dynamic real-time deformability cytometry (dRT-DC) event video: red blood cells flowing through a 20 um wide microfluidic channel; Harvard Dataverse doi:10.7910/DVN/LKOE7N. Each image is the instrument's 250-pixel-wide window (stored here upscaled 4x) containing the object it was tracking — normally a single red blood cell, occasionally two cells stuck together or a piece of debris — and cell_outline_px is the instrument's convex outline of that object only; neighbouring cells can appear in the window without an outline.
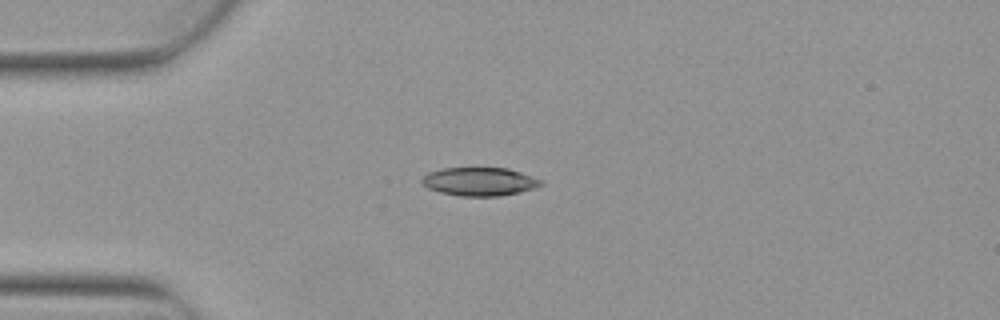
{"species": "Egyptian fruit bat (a non-hibernating species)", "species_latin": "Rousettus aegyptiacus", "temperature_condition": "warm", "stored_images_in_passage": 4, "camera_frame_rate_fps": 3000, "um_per_image_px": 0.085, "animal": {"sex": "female"}, "frame": {"image": 1, "passage_image": 4, "time_ms": 1.0, "image_size_px": [1000, 320], "cell_outline_px": [[544, 184], [520, 192], [500, 196], [460, 196], [440, 192], [428, 188], [420, 180], [428, 172], [440, 168], [508, 168], [544, 180]], "centroid_in_image_um": [40.77, 15.43], "position_along_channel_um": 44.2, "area_um2": 19.71}}